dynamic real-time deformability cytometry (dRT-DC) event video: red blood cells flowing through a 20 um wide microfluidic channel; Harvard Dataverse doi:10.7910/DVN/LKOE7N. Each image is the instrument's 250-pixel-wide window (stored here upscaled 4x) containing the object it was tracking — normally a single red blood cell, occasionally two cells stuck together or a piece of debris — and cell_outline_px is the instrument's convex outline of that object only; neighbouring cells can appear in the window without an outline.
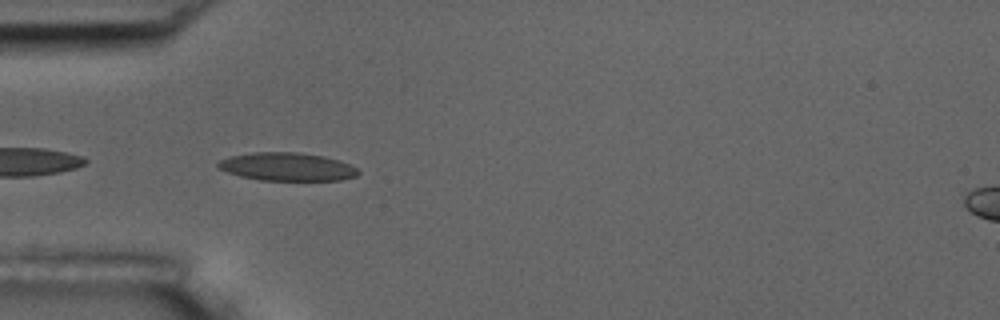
{"species": "common noctule bat (a hibernating species)", "species_latin": "Nyctalus noctula", "temperature_condition": "room temperature", "stored_images_in_passage": 10, "camera_frame_rate_fps": 3000, "um_per_image_px": 0.085, "animal": {"sex": "male", "body_mass_g": 17.5, "forearm_length_mm": 52.3}, "frame": {"image": 1, "passage_image": 5, "time_ms": 1.333, "image_size_px": [1000, 320], "cell_outline_px": [[360, 172], [356, 176], [340, 180], [260, 180], [240, 176], [216, 168], [216, 164], [220, 160], [232, 156], [252, 152], [300, 152], [324, 156], [340, 160], [356, 168]], "centroid_in_image_um": [24.39, 14.17], "position_along_channel_um": 60.6, "area_um2": 23.0}}
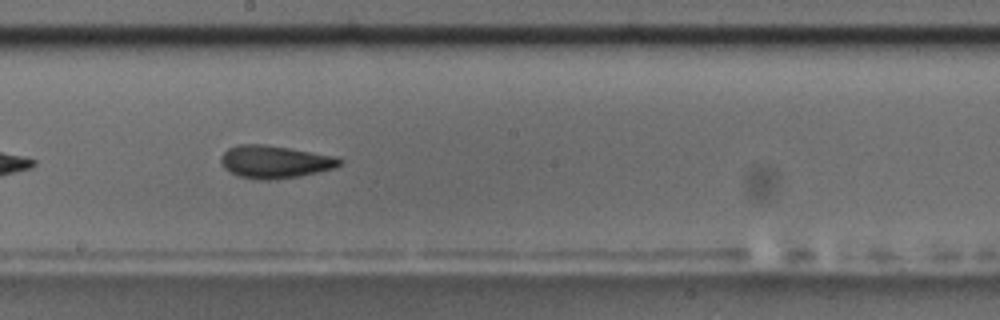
{"frame": {"image": 2, "passage_image": 9, "time_ms": 2.667, "image_size_px": [1000, 320], "cell_outline_px": [[344, 160], [336, 168], [300, 176], [276, 180], [260, 180], [240, 176], [224, 168], [220, 160], [220, 156], [228, 148], [236, 144], [264, 144], [340, 156]], "centroid_in_image_um": [23.41, 13.75], "position_along_channel_um": 224.8, "area_um2": 22.95}}
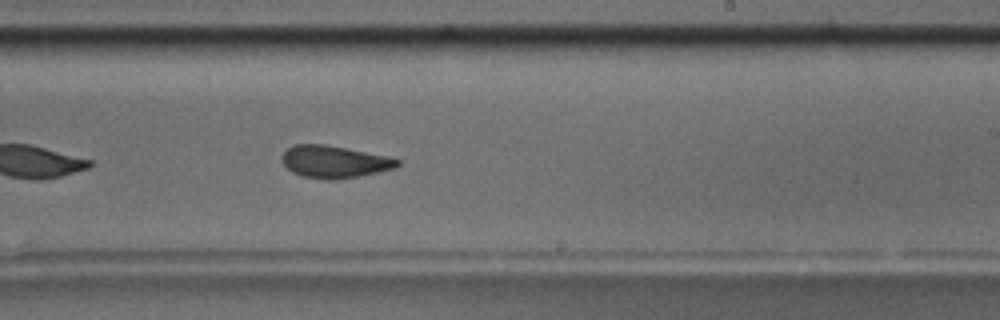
{"frame": {"image": 3, "passage_image": 10, "time_ms": 3.0, "image_size_px": [1000, 320], "cell_outline_px": [[400, 164], [396, 168], [360, 176], [304, 176], [292, 172], [280, 160], [280, 156], [288, 148], [296, 144], [324, 144], [388, 156], [400, 160]], "centroid_in_image_um": [28.43, 13.69], "position_along_channel_um": 260.6, "area_um2": 20.81}}